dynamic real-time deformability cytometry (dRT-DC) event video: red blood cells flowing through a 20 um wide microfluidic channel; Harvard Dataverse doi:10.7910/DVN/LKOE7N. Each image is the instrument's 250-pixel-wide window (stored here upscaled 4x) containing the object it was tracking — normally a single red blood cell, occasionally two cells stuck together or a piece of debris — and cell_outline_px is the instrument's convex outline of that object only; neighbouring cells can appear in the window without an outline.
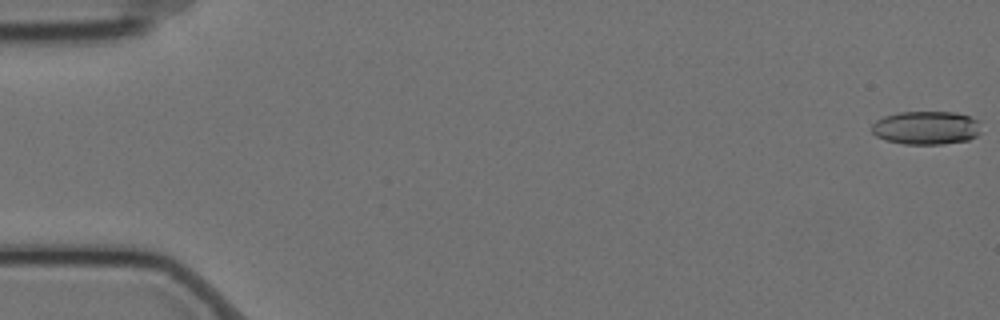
{"species": "Egyptian fruit bat (a non-hibernating species)", "species_latin": "Rousettus aegyptiacus", "temperature_condition": "cold", "stored_images_in_passage": 58, "camera_frame_rate_fps": 3000, "um_per_image_px": 0.085, "animal": {"sex": "female"}, "frame": {"image": 1, "passage_image": 1, "time_ms": 0.0, "image_size_px": [1000, 320], "cell_outline_px": [[980, 132], [976, 136], [968, 140], [944, 144], [904, 144], [888, 140], [876, 136], [872, 132], [872, 124], [876, 120], [884, 116], [896, 112], [956, 112], [980, 120]], "centroid_in_image_um": [78.74, 10.85], "position_along_channel_um": 6.3, "area_um2": 21.44}}
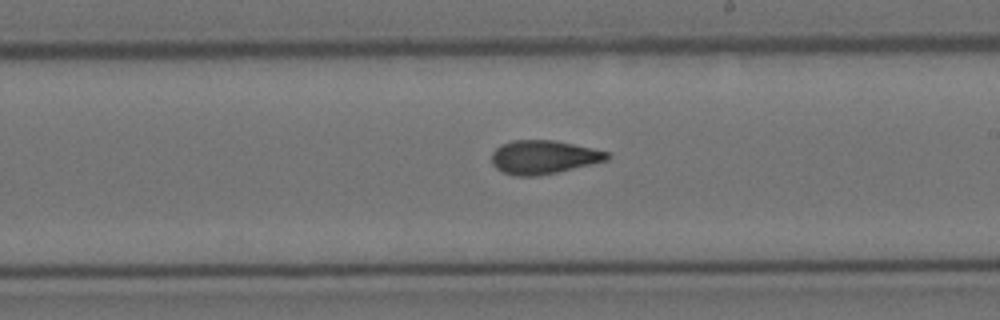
{"frame": {"image": 2, "passage_image": 34, "time_ms": 11.0, "image_size_px": [1000, 320], "cell_outline_px": [[612, 156], [608, 160], [556, 172], [536, 176], [516, 176], [504, 172], [496, 168], [492, 164], [492, 152], [500, 144], [512, 140], [552, 140], [572, 144], [608, 152]], "centroid_in_image_um": [46.17, 13.35], "position_along_channel_um": 242.8, "area_um2": 22.43}}
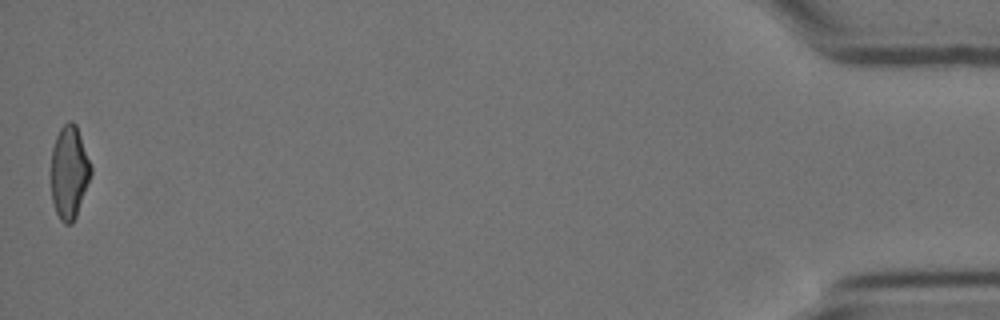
{"frame": {"image": 3, "passage_image": 58, "time_ms": 19.0, "image_size_px": [1000, 320], "cell_outline_px": [[92, 172], [76, 216], [72, 224], [64, 224], [60, 220], [56, 212], [52, 200], [52, 148], [56, 136], [60, 128], [68, 120], [72, 120], [76, 124], [92, 164]], "centroid_in_image_um": [5.9, 14.61], "position_along_channel_um": 429.3, "area_um2": 21.62}, "authors_computed_cell_mechanics": {"area_um2": 22.3397, "velocity_mm_per_s": 3.5152, "shape_relaxation_time_tau1_ms": 8.3307, "shape_relaxation_time_tau2_ms": 2.4715, "deformation_change_tau1": 0.2011, "deformation_change_tau2": 0.1036}}